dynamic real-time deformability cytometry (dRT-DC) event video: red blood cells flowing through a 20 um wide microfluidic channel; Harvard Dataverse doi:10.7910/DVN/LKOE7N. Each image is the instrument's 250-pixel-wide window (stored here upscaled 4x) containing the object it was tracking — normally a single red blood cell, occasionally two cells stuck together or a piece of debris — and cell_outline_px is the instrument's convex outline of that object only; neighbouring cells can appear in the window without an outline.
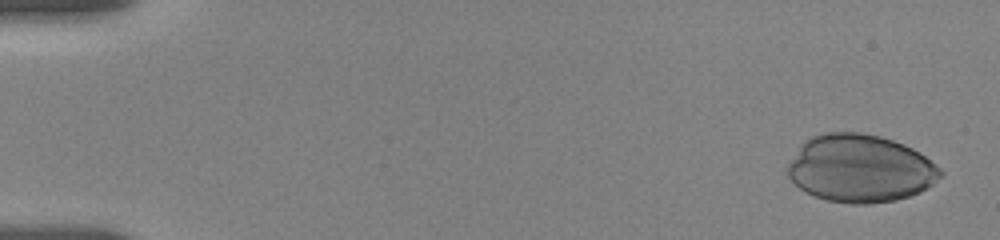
{"species": "human", "species_latin": "Homo sapiens", "temperature_condition": "room temperature", "stored_images_in_passage": 36, "camera_frame_rate_fps": 3000, "um_per_image_px": 0.085, "donor": {"sex": "female"}, "frame": {"image": 1, "passage_image": 3, "time_ms": 0.333, "image_size_px": [1000, 240], "cell_outline_px": [[944, 176], [928, 188], [920, 192], [896, 200], [868, 204], [852, 204], [828, 200], [816, 196], [800, 188], [788, 176], [788, 164], [800, 144], [812, 136], [820, 132], [860, 132], [880, 136], [904, 144], [920, 152], [940, 168], [944, 172]], "centroid_in_image_um": [73.15, 14.31], "position_along_channel_um": 11.9, "area_um2": 60.46}}